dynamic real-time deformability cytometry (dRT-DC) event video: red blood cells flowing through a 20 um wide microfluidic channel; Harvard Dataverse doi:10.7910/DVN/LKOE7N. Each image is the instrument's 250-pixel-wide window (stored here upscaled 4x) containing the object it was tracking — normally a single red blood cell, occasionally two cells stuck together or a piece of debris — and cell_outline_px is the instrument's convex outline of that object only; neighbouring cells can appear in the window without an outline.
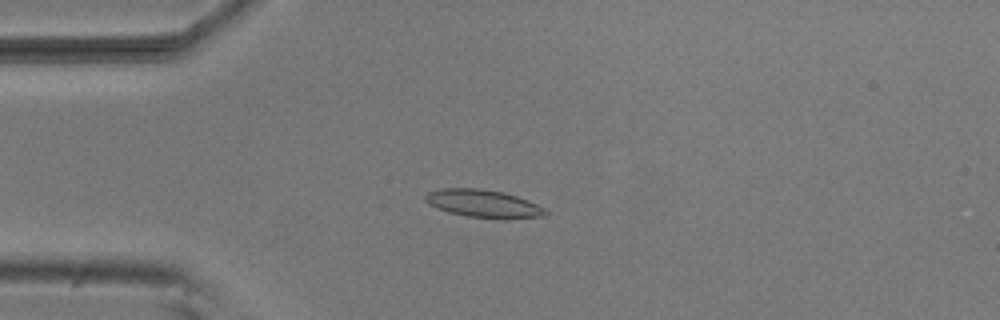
{"species": "common noctule bat (a hibernating species)", "species_latin": "Nyctalus noctula", "temperature_condition": "room temperature", "stored_images_in_passage": 54, "camera_frame_rate_fps": 3000, "um_per_image_px": 0.085, "animal": {"sex": "male", "body_mass_g": 20.5, "forearm_length_mm": 52.5}, "frame": {"image": 1, "passage_image": 13, "time_ms": 4.0, "image_size_px": [1000, 320], "cell_outline_px": [[548, 216], [504, 220], [468, 216], [448, 212], [436, 208], [428, 204], [424, 200], [424, 196], [428, 192], [440, 188], [480, 188], [504, 192], [528, 200], [544, 208], [548, 212]], "centroid_in_image_um": [41.1, 17.32], "position_along_channel_um": 43.9, "area_um2": 19.88}}
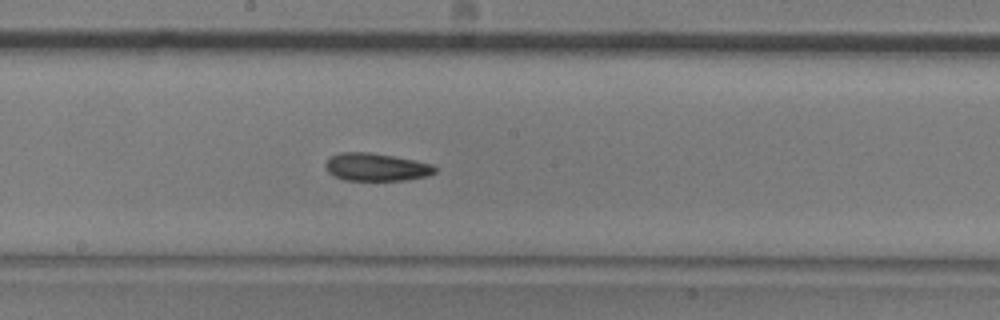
{"frame": {"image": 2, "passage_image": 28, "time_ms": 9.0, "image_size_px": [1000, 320], "cell_outline_px": [[436, 172], [428, 176], [404, 180], [344, 180], [328, 172], [324, 168], [324, 164], [332, 156], [340, 152], [368, 152], [392, 156], [432, 164], [436, 168]], "centroid_in_image_um": [31.96, 14.2], "position_along_channel_um": 216.2, "area_um2": 17.57}}
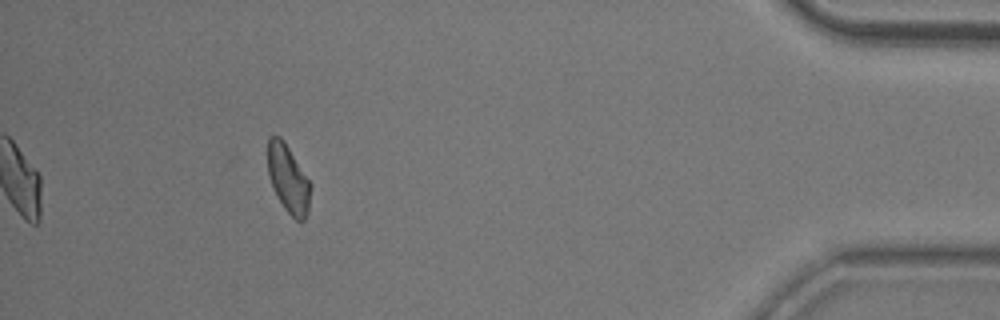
{"frame": {"image": 3, "passage_image": 48, "time_ms": 15.667, "image_size_px": [1000, 320], "cell_outline_px": [[312, 184], [308, 212], [304, 220], [300, 224], [284, 208], [276, 196], [268, 172], [268, 136], [280, 136], [284, 140]], "centroid_in_image_um": [24.52, 15.22], "position_along_channel_um": 410.7, "area_um2": 17.11}, "authors_computed_cell_mechanics": {"area_um2": 17.8313, "velocity_mm_per_s": 3.8082, "shape_relaxation_time_tau1_ms": 9.9128, "shape_relaxation_time_tau2_ms": null, "deformation_change_tau1": 0.1805, "deformation_change_tau2": null}}